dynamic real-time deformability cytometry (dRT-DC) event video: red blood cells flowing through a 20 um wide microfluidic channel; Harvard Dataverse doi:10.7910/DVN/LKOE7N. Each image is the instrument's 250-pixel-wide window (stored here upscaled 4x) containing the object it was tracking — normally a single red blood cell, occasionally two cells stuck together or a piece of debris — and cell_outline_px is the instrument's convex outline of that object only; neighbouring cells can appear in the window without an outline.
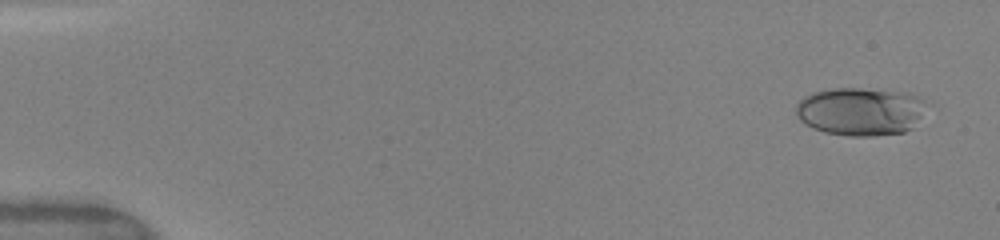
{"species": "human", "species_latin": "Homo sapiens", "temperature_condition": "warm", "stored_images_in_passage": 21, "camera_frame_rate_fps": 3000, "um_per_image_px": 0.085, "donor": {"sex": "female"}, "frame": {"image": 1, "passage_image": 2, "time_ms": 0.667, "image_size_px": [1000, 240], "cell_outline_px": [[932, 104], [912, 128], [904, 132], [872, 136], [848, 136], [824, 132], [812, 128], [804, 124], [796, 116], [796, 104], [804, 96], [812, 92], [832, 88], [860, 88], [912, 92]], "centroid_in_image_um": [73.2, 9.45], "position_along_channel_um": 11.8, "area_um2": 37.57}}
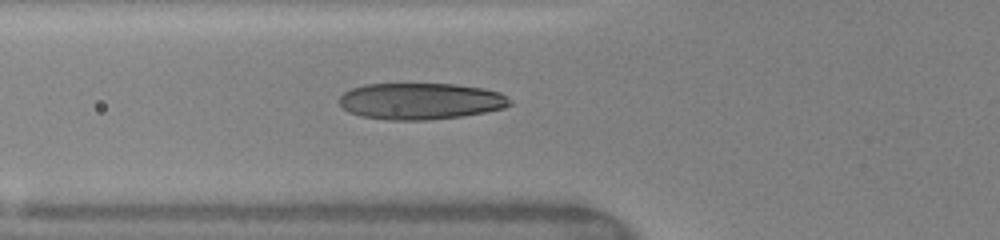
{"frame": {"image": 2, "passage_image": 14, "time_ms": 6.0, "image_size_px": [1000, 240], "cell_outline_px": [[512, 104], [504, 108], [484, 112], [460, 116], [428, 120], [388, 120], [364, 116], [348, 112], [340, 104], [340, 96], [344, 92], [352, 88], [364, 84], [456, 84], [484, 88], [500, 92], [512, 100]], "centroid_in_image_um": [35.77, 8.59], "position_along_channel_um": 90.0, "area_um2": 36.3}}
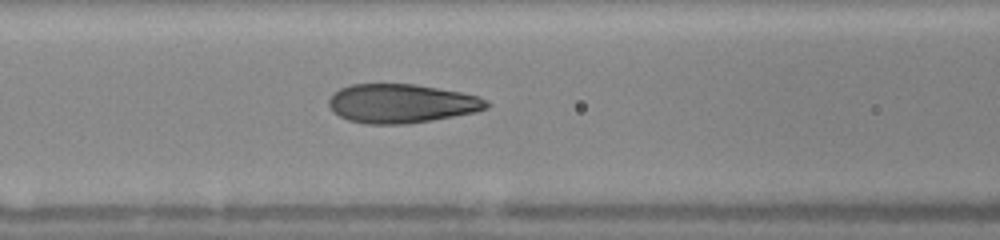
{"frame": {"image": 3, "passage_image": 16, "time_ms": 7.0, "image_size_px": [1000, 240], "cell_outline_px": [[492, 104], [488, 108], [476, 112], [408, 124], [364, 124], [348, 120], [332, 112], [328, 104], [328, 100], [332, 92], [340, 88], [352, 84], [416, 84], [460, 92], [480, 96], [488, 100]], "centroid_in_image_um": [34.12, 8.79], "position_along_channel_um": 132.5, "area_um2": 36.18}}